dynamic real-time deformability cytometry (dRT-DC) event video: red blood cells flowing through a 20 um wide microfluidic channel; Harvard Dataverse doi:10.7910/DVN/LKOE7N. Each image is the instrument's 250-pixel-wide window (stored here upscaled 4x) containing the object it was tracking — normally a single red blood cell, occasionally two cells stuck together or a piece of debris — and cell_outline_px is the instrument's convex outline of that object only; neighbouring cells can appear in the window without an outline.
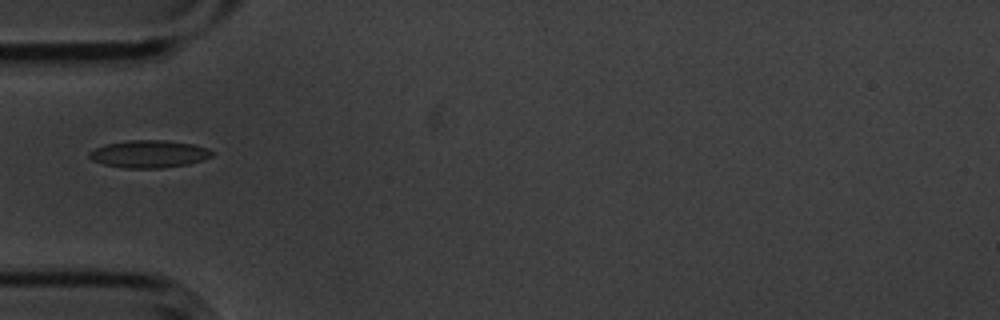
{"species": "common noctule bat (a hibernating species)", "species_latin": "Nyctalus noctula", "temperature_condition": "cold", "stored_images_in_passage": 6, "camera_frame_rate_fps": 3000, "um_per_image_px": 0.085, "animal": {"sex": "male", "body_mass_g": 20.1, "forearm_length_mm": 53.5}, "frame": {"image": 1, "passage_image": 1, "time_ms": 0.0, "image_size_px": [1000, 320], "cell_outline_px": [[212, 156], [204, 160], [188, 164], [160, 168], [124, 168], [104, 164], [92, 160], [88, 156], [88, 152], [104, 144], [128, 140], [164, 140], [196, 144], [208, 148], [212, 152]], "centroid_in_image_um": [12.67, 13.08], "position_along_channel_um": 72.3, "area_um2": 19.77}}
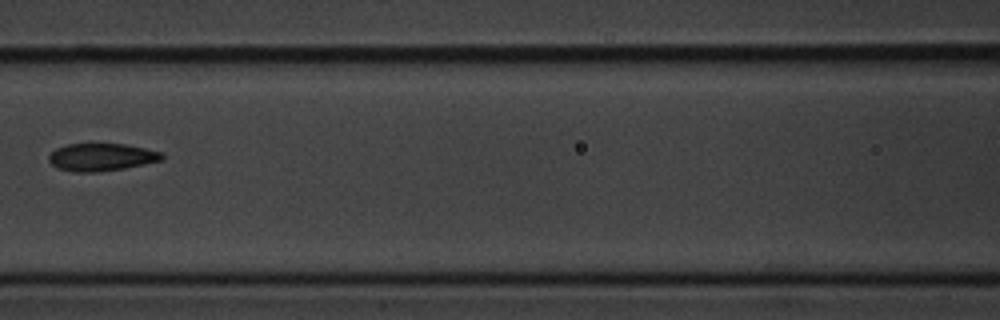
{"frame": {"image": 2, "passage_image": 3, "time_ms": 0.667, "image_size_px": [1000, 320], "cell_outline_px": [[164, 156], [160, 160], [144, 164], [124, 168], [96, 172], [76, 172], [56, 168], [48, 160], [48, 156], [56, 148], [64, 144], [88, 140], [124, 144], [144, 148], [160, 152]], "centroid_in_image_um": [8.53, 13.3], "position_along_channel_um": 158.1, "area_um2": 18.9}}
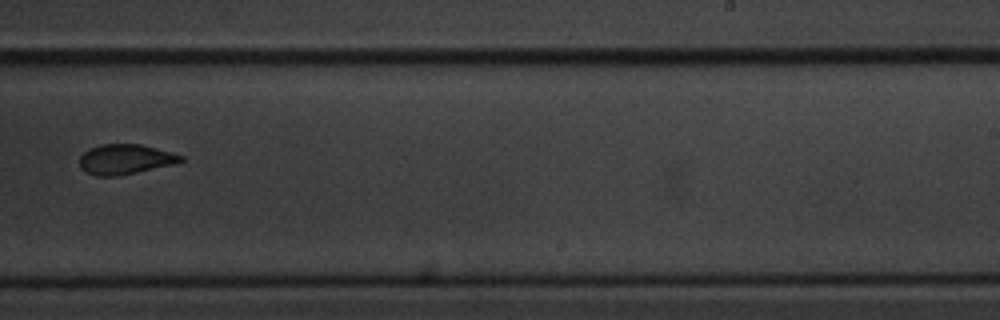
{"frame": {"image": 3, "passage_image": 6, "time_ms": 1.667, "image_size_px": [1000, 320], "cell_outline_px": [[184, 160], [172, 164], [136, 172], [116, 176], [96, 176], [84, 172], [80, 168], [80, 156], [88, 148], [100, 144], [140, 144], [172, 152], [184, 156]], "centroid_in_image_um": [10.6, 13.53], "position_along_channel_um": 278.4, "area_um2": 17.69}}